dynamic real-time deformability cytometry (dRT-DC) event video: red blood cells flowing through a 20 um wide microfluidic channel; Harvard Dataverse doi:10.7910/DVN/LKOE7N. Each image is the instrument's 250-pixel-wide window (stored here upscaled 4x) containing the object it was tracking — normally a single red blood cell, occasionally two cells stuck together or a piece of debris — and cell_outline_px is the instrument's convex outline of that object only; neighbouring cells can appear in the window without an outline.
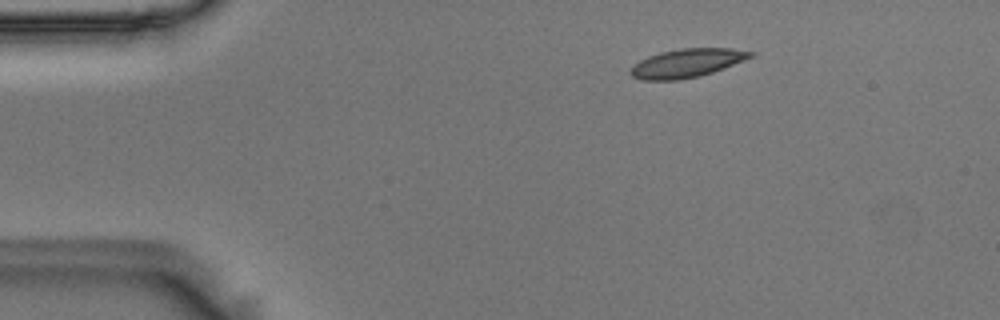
{"species": "Egyptian fruit bat (a non-hibernating species)", "species_latin": "Rousettus aegyptiacus", "temperature_condition": "room temperature", "stored_images_in_passage": 47, "camera_frame_rate_fps": 3000, "um_per_image_px": 0.085, "animal": {"sex": "male"}, "frame": {"image": 1, "passage_image": 1, "time_ms": 0.0, "image_size_px": [1000, 320], "cell_outline_px": [[756, 52], [752, 56], [744, 60], [724, 68], [700, 76], [676, 80], [640, 80], [632, 76], [628, 72], [640, 60], [648, 56], [660, 52], [680, 48], [732, 48]], "centroid_in_image_um": [58.38, 5.36], "position_along_channel_um": 26.6, "area_um2": 19.94}}
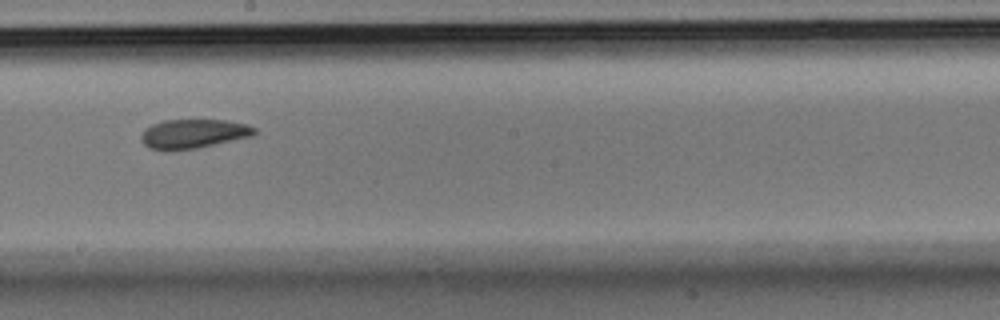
{"frame": {"image": 2, "passage_image": 23, "time_ms": 7.333, "image_size_px": [1000, 320], "cell_outline_px": [[256, 132], [252, 136], [196, 148], [168, 152], [164, 152], [148, 148], [140, 140], [140, 136], [144, 128], [152, 124], [164, 120], [224, 120], [248, 124], [256, 128]], "centroid_in_image_um": [16.37, 11.38], "position_along_channel_um": 231.8, "area_um2": 19.59}}
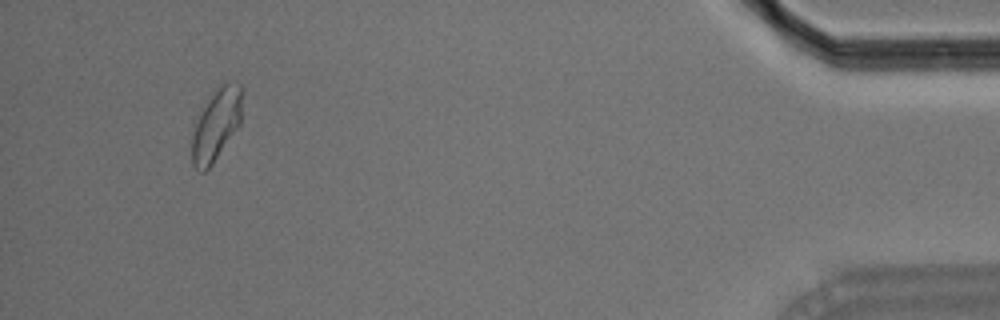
{"frame": {"image": 3, "passage_image": 44, "time_ms": 14.333, "image_size_px": [1000, 320], "cell_outline_px": [[244, 88], [240, 124], [212, 164], [204, 172], [200, 172], [192, 164], [192, 136], [196, 124], [208, 100], [216, 88], [224, 80], [228, 80], [240, 84]], "centroid_in_image_um": [18.43, 10.53], "position_along_channel_um": 416.8, "area_um2": 20.92}, "authors_computed_cell_mechanics": {"area_um2": 19.9988, "velocity_mm_per_s": 3.6356, "shape_relaxation_time_tau1_ms": 7.7654, "shape_relaxation_time_tau2_ms": 2.6806, "deformation_change_tau1": 0.1359, "deformation_change_tau2": 0.0677}}